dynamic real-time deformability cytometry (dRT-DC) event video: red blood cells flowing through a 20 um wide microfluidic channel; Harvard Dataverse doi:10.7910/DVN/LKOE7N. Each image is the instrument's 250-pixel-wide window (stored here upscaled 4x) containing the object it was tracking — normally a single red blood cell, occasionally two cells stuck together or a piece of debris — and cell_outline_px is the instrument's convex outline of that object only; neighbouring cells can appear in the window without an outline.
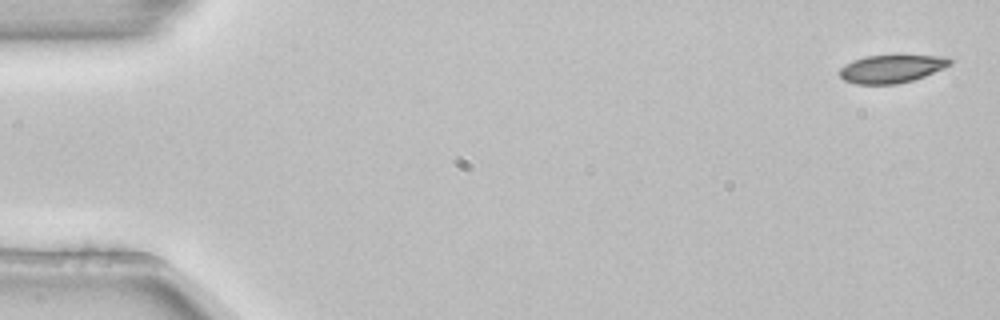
{"species": "common noctule bat (a hibernating species)", "species_latin": "Nyctalus noctula", "temperature_condition": "room temperature", "stored_images_in_passage": 4, "camera_frame_rate_fps": 3000, "um_per_image_px": 0.085, "animal": {"sex": "female", "body_mass_g": 22.7, "forearm_length_mm": 54.2}, "frame": {"image": 1, "passage_image": 1, "time_ms": 0.0, "image_size_px": [1000, 320], "cell_outline_px": [[952, 64], [944, 68], [924, 76], [912, 80], [896, 84], [856, 84], [844, 80], [840, 76], [840, 68], [844, 64], [852, 60], [864, 56], [948, 56], [952, 60]], "centroid_in_image_um": [75.77, 5.85], "position_along_channel_um": 9.2, "area_um2": 17.92}}
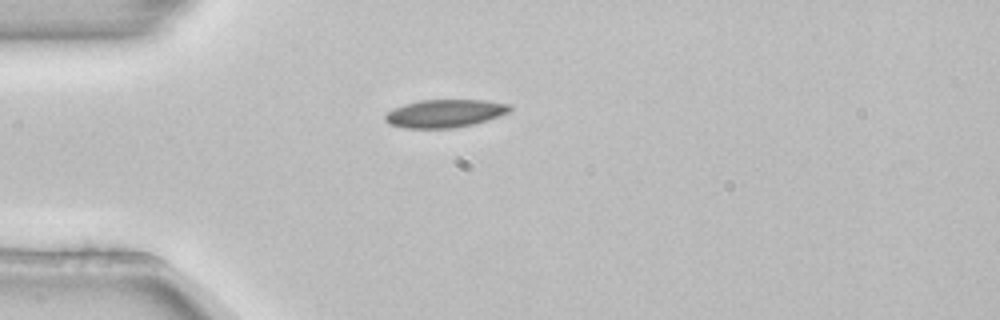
{"frame": {"image": 2, "passage_image": 4, "time_ms": 1.0, "image_size_px": [1000, 320], "cell_outline_px": [[512, 108], [508, 112], [500, 116], [488, 120], [472, 124], [452, 128], [404, 128], [392, 124], [384, 120], [384, 116], [388, 112], [404, 104], [420, 100], [484, 100], [512, 104]], "centroid_in_image_um": [37.85, 9.63], "position_along_channel_um": 47.1, "area_um2": 20.23}}